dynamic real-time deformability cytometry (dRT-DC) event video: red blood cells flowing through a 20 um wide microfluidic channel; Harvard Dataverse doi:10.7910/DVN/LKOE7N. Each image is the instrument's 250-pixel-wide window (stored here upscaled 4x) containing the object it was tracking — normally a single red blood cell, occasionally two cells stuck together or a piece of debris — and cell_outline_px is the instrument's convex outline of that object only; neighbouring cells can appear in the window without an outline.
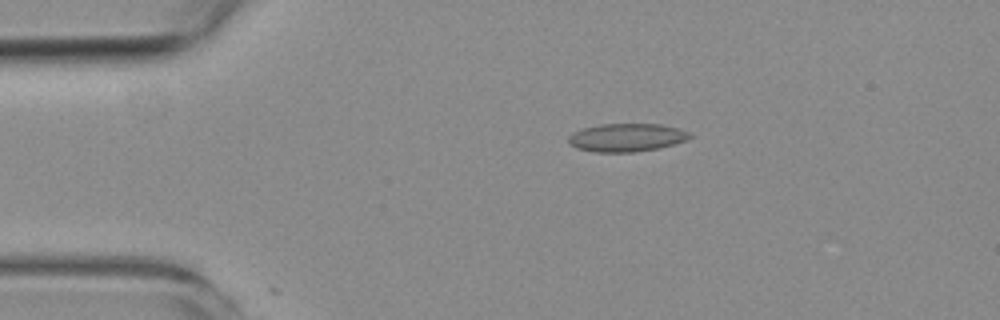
{"species": "common noctule bat (a hibernating species)", "species_latin": "Nyctalus noctula", "temperature_condition": "room temperature", "stored_images_in_passage": 5, "camera_frame_rate_fps": 3000, "um_per_image_px": 0.085, "animal": {"sex": "female", "body_mass_g": 19.3, "forearm_length_mm": 54.1}, "frame": {"image": 1, "passage_image": 3, "time_ms": 3.0, "image_size_px": [1000, 320], "cell_outline_px": [[692, 136], [688, 140], [660, 148], [636, 152], [596, 152], [576, 148], [568, 144], [568, 136], [572, 132], [584, 128], [604, 124], [660, 124], [676, 128], [688, 132]], "centroid_in_image_um": [53.25, 11.7], "position_along_channel_um": 31.8, "area_um2": 19.94}}